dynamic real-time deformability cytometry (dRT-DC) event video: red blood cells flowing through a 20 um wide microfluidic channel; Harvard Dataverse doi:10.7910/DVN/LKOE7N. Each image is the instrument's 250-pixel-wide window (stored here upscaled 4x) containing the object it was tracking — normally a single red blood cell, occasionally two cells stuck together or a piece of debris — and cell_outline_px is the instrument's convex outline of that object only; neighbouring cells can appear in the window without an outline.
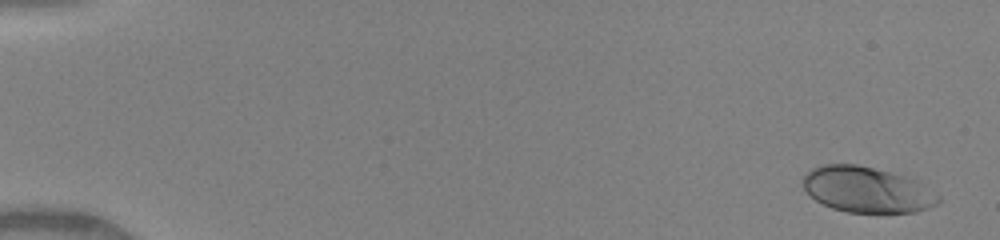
{"species": "human", "species_latin": "Homo sapiens", "temperature_condition": "warm", "stored_images_in_passage": 43, "camera_frame_rate_fps": 3000, "um_per_image_px": 0.085, "donor": {"sex": "female"}, "frame": {"image": 1, "passage_image": 3, "time_ms": 0.333, "image_size_px": [1000, 240], "cell_outline_px": [[940, 200], [936, 204], [928, 208], [916, 212], [848, 212], [832, 208], [816, 200], [804, 188], [804, 176], [812, 168], [824, 164], [856, 164], [904, 176], [920, 184], [940, 196]], "centroid_in_image_um": [73.67, 16.13], "position_along_channel_um": 11.3, "area_um2": 35.32}}
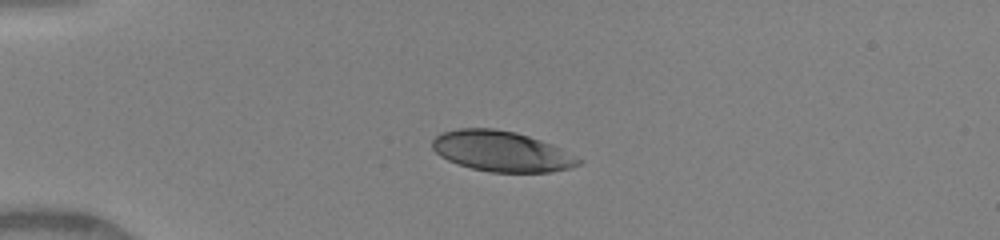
{"frame": {"image": 2, "passage_image": 32, "time_ms": 4.0, "image_size_px": [1000, 240], "cell_outline_px": [[584, 160], [580, 164], [572, 168], [548, 172], [492, 172], [472, 168], [448, 160], [440, 156], [432, 148], [432, 140], [440, 132], [456, 128], [496, 128], [516, 132], [552, 144]], "centroid_in_image_um": [42.63, 12.85], "position_along_channel_um": 42.4, "area_um2": 34.56}}